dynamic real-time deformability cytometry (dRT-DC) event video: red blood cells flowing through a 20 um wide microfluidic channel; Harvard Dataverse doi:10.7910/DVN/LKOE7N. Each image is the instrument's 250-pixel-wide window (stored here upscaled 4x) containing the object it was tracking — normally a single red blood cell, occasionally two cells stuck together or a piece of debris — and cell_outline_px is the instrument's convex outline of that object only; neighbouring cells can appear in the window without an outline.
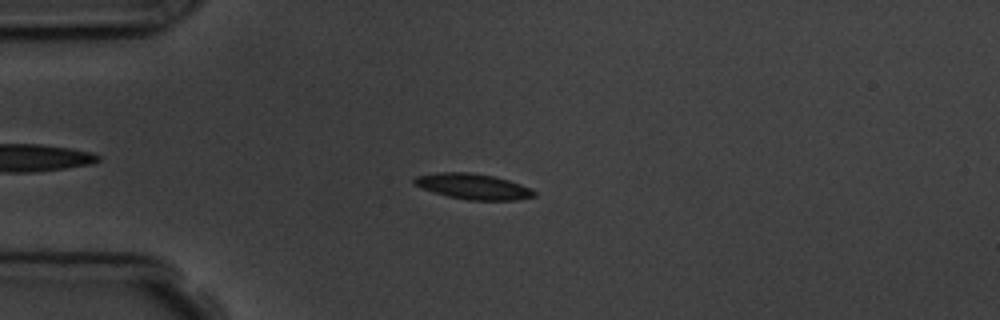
{"species": "common noctule bat (a hibernating species)", "species_latin": "Nyctalus noctula", "temperature_condition": "room temperature", "stored_images_in_passage": 11, "camera_frame_rate_fps": 3000, "um_per_image_px": 0.085, "animal": {"sex": "male", "body_mass_g": 19.5, "forearm_length_mm": 54.6}, "frame": {"image": 1, "passage_image": 5, "time_ms": 4.667, "image_size_px": [1000, 320], "cell_outline_px": [[536, 196], [516, 200], [468, 200], [448, 196], [412, 184], [412, 180], [416, 176], [436, 172], [468, 172], [492, 176], [508, 180], [532, 188], [536, 192]], "centroid_in_image_um": [40.23, 15.84], "position_along_channel_um": 44.8, "area_um2": 17.8}}
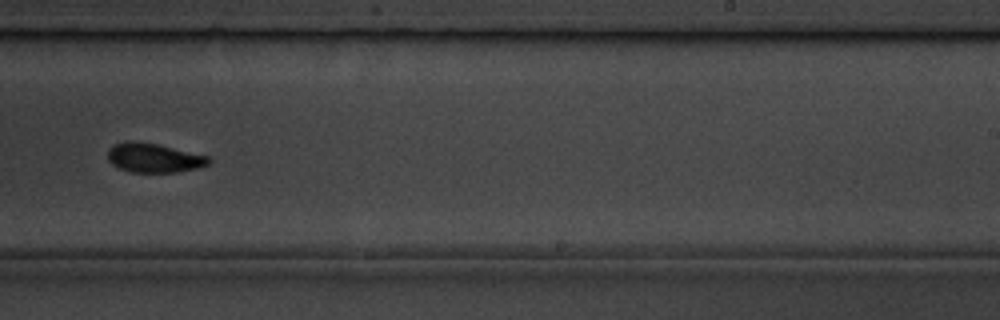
{"frame": {"image": 2, "passage_image": 11, "time_ms": 11.333, "image_size_px": [1000, 320], "cell_outline_px": [[212, 160], [208, 164], [196, 168], [176, 172], [132, 172], [120, 168], [112, 164], [108, 160], [108, 148], [112, 144], [124, 140], [132, 140], [160, 144], [208, 156]], "centroid_in_image_um": [13.04, 13.39], "position_along_channel_um": 276.0, "area_um2": 17.4}}